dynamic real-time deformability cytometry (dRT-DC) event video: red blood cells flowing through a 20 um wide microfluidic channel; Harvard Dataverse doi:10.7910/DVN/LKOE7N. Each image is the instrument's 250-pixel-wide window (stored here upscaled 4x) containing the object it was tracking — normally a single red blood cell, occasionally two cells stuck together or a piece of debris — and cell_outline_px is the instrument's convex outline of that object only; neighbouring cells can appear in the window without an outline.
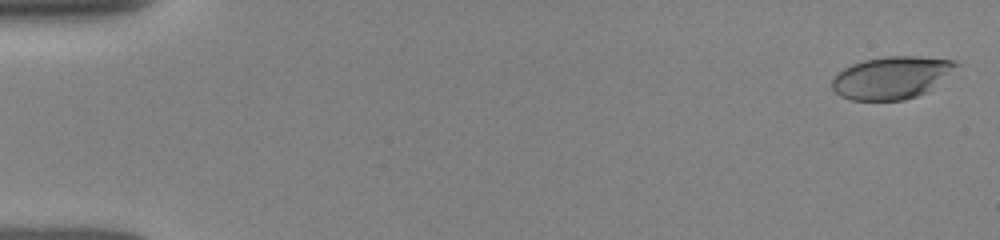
{"species": "human", "species_latin": "Homo sapiens", "temperature_condition": "room temperature", "stored_images_in_passage": 16, "camera_frame_rate_fps": 3000, "um_per_image_px": 0.085, "donor": {"sex": "female"}, "frame": {"image": 1, "passage_image": 1, "time_ms": 0.0, "image_size_px": [1000, 240], "cell_outline_px": [[960, 64], [928, 92], [904, 100], [852, 100], [840, 96], [832, 88], [832, 80], [836, 72], [852, 64], [864, 60], [884, 56], [916, 56], [956, 60]], "centroid_in_image_um": [75.77, 6.59], "position_along_channel_um": 9.2, "area_um2": 30.75}}
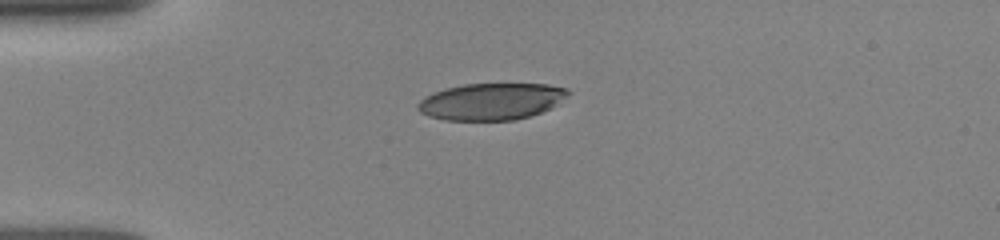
{"frame": {"image": 2, "passage_image": 10, "time_ms": 3.0, "image_size_px": [1000, 240], "cell_outline_px": [[572, 92], [568, 96], [552, 108], [516, 120], [444, 120], [428, 116], [420, 112], [416, 108], [416, 104], [424, 96], [444, 88], [464, 84], [548, 84], [568, 88]], "centroid_in_image_um": [41.76, 8.62], "position_along_channel_um": 43.2, "area_um2": 32.48}}
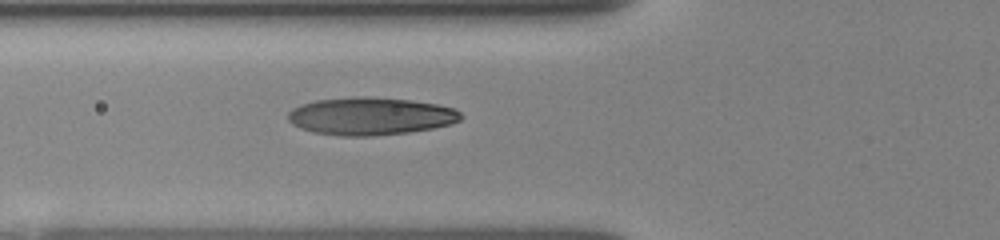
{"frame": {"image": 3, "passage_image": 16, "time_ms": 5.0, "image_size_px": [1000, 240], "cell_outline_px": [[464, 116], [460, 120], [452, 124], [432, 128], [408, 132], [372, 136], [340, 136], [312, 132], [300, 128], [292, 124], [288, 120], [288, 112], [292, 108], [300, 104], [316, 100], [352, 96], [364, 96], [412, 100], [436, 104], [456, 108]], "centroid_in_image_um": [31.48, 9.87], "position_along_channel_um": 94.3, "area_um2": 38.32}}